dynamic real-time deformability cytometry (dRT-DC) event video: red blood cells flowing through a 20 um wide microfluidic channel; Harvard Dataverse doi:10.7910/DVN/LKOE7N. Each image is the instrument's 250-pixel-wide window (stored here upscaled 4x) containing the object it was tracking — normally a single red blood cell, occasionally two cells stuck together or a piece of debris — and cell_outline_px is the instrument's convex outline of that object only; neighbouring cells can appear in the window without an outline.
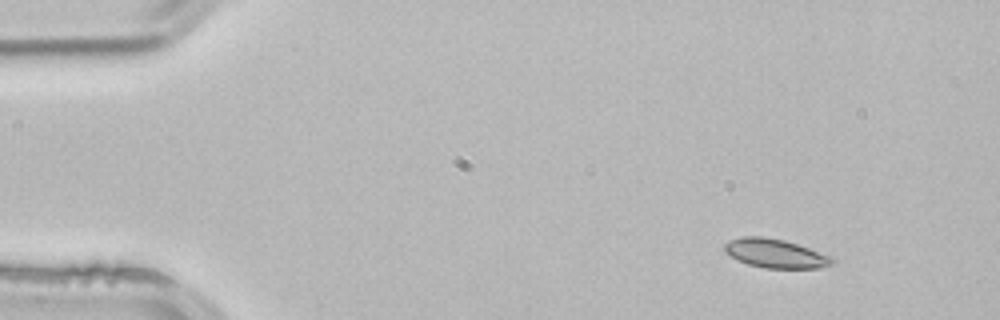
{"species": "common noctule bat (a hibernating species)", "species_latin": "Nyctalus noctula", "temperature_condition": "room temperature", "stored_images_in_passage": 3, "camera_frame_rate_fps": 3000, "um_per_image_px": 0.085, "animal": {"sex": "male", "body_mass_g": 21.5, "forearm_length_mm": 52.0}, "frame": {"image": 1, "passage_image": 1, "time_ms": 0.0, "image_size_px": [1000, 320], "cell_outline_px": [[836, 264], [820, 268], [764, 268], [748, 264], [724, 252], [724, 244], [728, 240], [740, 236], [760, 236], [784, 240], [808, 248], [828, 256], [836, 260]], "centroid_in_image_um": [65.89, 21.54], "position_along_channel_um": 19.1, "area_um2": 18.03}}
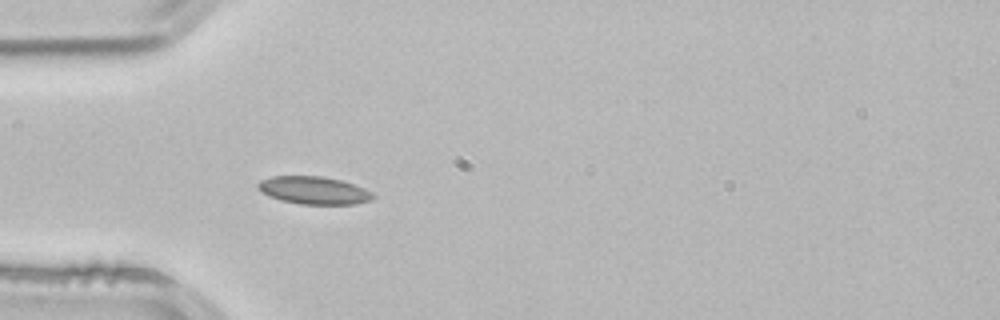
{"frame": {"image": 2, "passage_image": 3, "time_ms": 0.667, "image_size_px": [1000, 320], "cell_outline_px": [[376, 196], [372, 200], [356, 204], [300, 204], [280, 200], [256, 188], [256, 184], [260, 180], [272, 176], [320, 176], [340, 180], [364, 188], [372, 192]], "centroid_in_image_um": [26.69, 16.18], "position_along_channel_um": 58.3, "area_um2": 18.5}}